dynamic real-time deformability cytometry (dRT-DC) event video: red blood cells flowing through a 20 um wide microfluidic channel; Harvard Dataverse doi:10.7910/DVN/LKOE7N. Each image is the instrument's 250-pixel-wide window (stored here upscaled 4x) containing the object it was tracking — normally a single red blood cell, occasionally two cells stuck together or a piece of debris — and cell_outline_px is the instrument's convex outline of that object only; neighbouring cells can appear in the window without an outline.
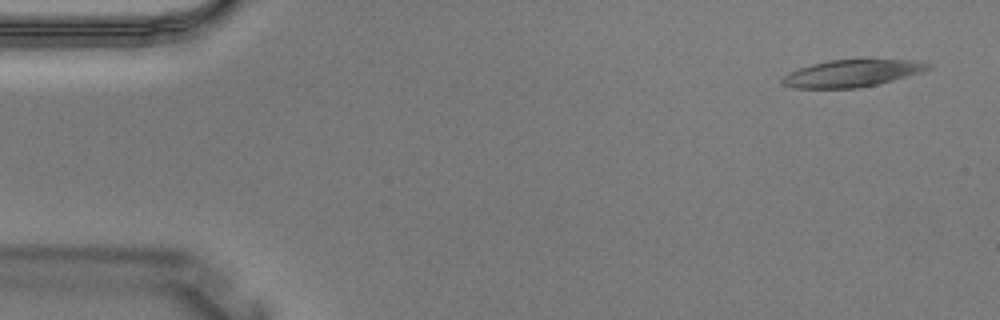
{"species": "Egyptian fruit bat (a non-hibernating species)", "species_latin": "Rousettus aegyptiacus", "temperature_condition": "warm", "stored_images_in_passage": 4, "camera_frame_rate_fps": 3000, "um_per_image_px": 0.085, "animal": {"sex": "male"}, "frame": {"image": 1, "passage_image": 1, "time_ms": 0.0, "image_size_px": [1000, 320], "cell_outline_px": [[932, 68], [920, 72], [892, 80], [860, 88], [792, 88], [780, 84], [780, 80], [784, 76], [800, 68], [812, 64], [828, 60], [912, 60], [932, 64]], "centroid_in_image_um": [72.38, 6.24], "position_along_channel_um": 12.6, "area_um2": 22.72}}
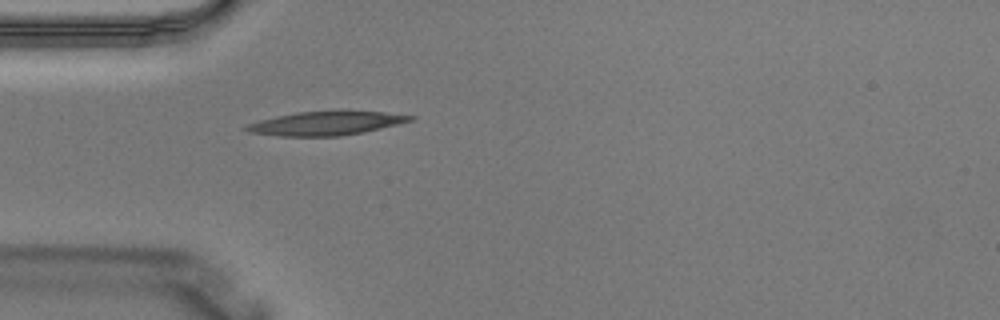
{"frame": {"image": 2, "passage_image": 4, "time_ms": 1.0, "image_size_px": [1000, 320], "cell_outline_px": [[416, 116], [412, 120], [364, 132], [340, 136], [280, 136], [248, 132], [240, 128], [248, 124], [260, 120], [276, 116], [296, 112], [384, 112]], "centroid_in_image_um": [27.63, 10.5], "position_along_channel_um": 57.4, "area_um2": 22.25}}